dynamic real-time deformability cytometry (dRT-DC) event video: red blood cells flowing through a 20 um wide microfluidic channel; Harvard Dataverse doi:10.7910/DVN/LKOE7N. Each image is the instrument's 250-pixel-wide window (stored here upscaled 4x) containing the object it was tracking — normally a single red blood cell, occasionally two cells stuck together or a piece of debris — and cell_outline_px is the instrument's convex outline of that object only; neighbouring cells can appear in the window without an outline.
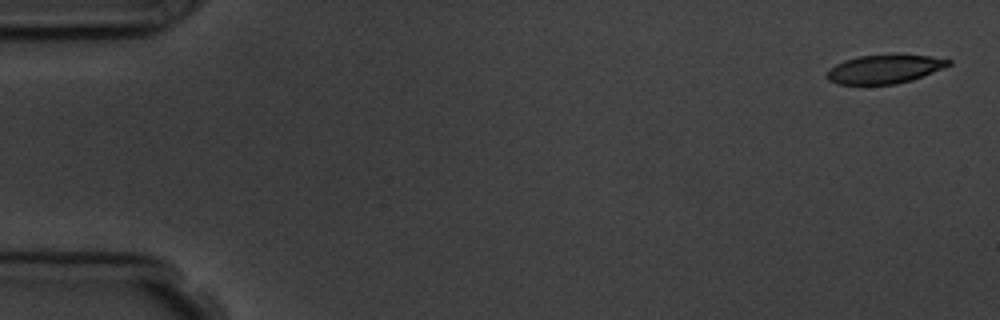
{"species": "common noctule bat (a hibernating species)", "species_latin": "Nyctalus noctula", "temperature_condition": "room temperature", "stored_images_in_passage": 4, "camera_frame_rate_fps": 3000, "um_per_image_px": 0.085, "animal": {"sex": "male", "body_mass_g": 19.5, "forearm_length_mm": 54.6}, "frame": {"image": 1, "passage_image": 1, "time_ms": 0.0, "image_size_px": [1000, 320], "cell_outline_px": [[952, 64], [944, 68], [912, 80], [896, 84], [836, 84], [828, 80], [828, 72], [836, 64], [844, 60], [860, 56], [892, 52], [896, 52], [928, 56], [952, 60]], "centroid_in_image_um": [75.24, 5.83], "position_along_channel_um": 9.8, "area_um2": 20.81}}